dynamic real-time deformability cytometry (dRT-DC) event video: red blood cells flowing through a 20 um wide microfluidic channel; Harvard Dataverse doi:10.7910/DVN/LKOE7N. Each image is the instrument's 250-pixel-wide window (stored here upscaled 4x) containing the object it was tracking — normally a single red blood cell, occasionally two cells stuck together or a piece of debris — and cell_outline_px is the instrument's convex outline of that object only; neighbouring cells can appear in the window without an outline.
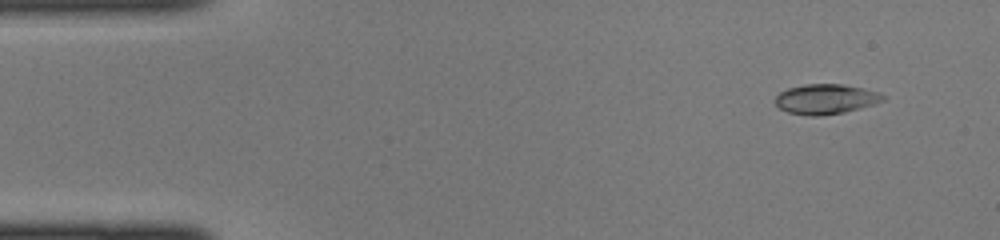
{"species": "common noctule bat (a hibernating species)", "species_latin": "Nyctalus noctula", "temperature_condition": "cold", "stored_images_in_passage": 44, "camera_frame_rate_fps": 3000, "um_per_image_px": 0.085, "animal": {"sex": "female", "body_mass_g": 22.0, "forearm_length_mm": 56.7}, "frame": {"image": 1, "passage_image": 4, "time_ms": 1.0, "image_size_px": [1000, 240], "cell_outline_px": [[884, 100], [860, 108], [844, 112], [820, 116], [808, 116], [788, 112], [780, 108], [776, 104], [776, 96], [780, 92], [788, 88], [804, 84], [844, 84], [864, 88], [880, 92], [884, 96]], "centroid_in_image_um": [70.19, 8.41], "position_along_channel_um": 14.8, "area_um2": 18.79}}
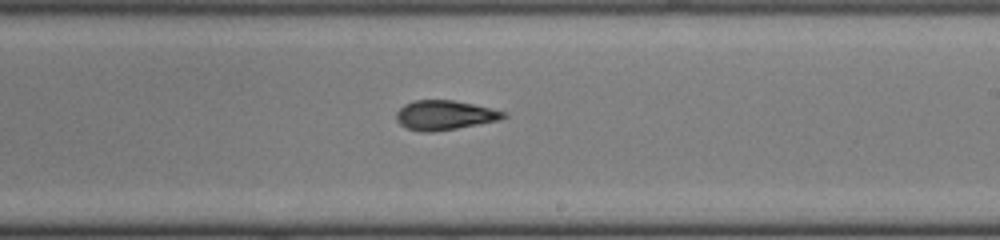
{"frame": {"image": 2, "passage_image": 26, "time_ms": 8.333, "image_size_px": [1000, 240], "cell_outline_px": [[508, 116], [500, 120], [456, 128], [432, 132], [420, 132], [404, 128], [396, 120], [396, 112], [404, 104], [412, 100], [452, 100], [492, 108], [508, 112]], "centroid_in_image_um": [37.78, 9.79], "position_along_channel_um": 251.2, "area_um2": 18.61}}
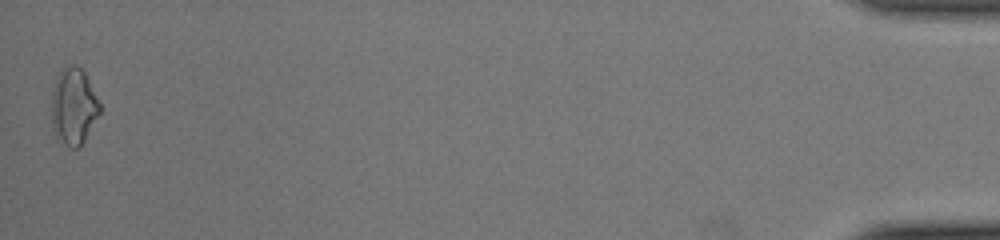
{"frame": {"image": 3, "passage_image": 44, "time_ms": 14.333, "image_size_px": [1000, 240], "cell_outline_px": [[100, 112], [84, 140], [76, 148], [72, 148], [56, 136], [52, 128], [52, 88], [64, 64], [76, 64], [84, 72], [100, 104]], "centroid_in_image_um": [6.24, 9.0], "position_along_channel_um": 429.0, "area_um2": 21.15}}